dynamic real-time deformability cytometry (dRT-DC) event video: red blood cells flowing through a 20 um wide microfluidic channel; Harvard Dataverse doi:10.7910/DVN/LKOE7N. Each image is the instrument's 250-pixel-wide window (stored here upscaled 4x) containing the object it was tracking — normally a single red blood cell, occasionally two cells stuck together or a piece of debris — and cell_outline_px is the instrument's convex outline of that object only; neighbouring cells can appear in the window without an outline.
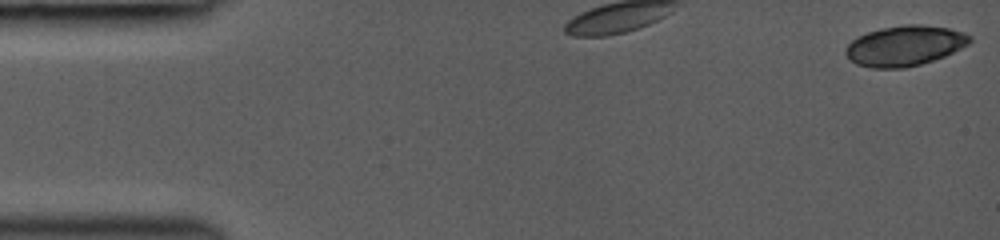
{"species": "common noctule bat (a hibernating species)", "species_latin": "Nyctalus noctula", "temperature_condition": "room temperature", "stored_images_in_passage": 18, "camera_frame_rate_fps": 3000, "um_per_image_px": 0.085, "animal": {"sex": "female", "body_mass_g": 19.0, "forearm_length_mm": 53.3}, "frame": {"image": 1, "passage_image": 1, "time_ms": 0.0, "image_size_px": [1000, 240], "cell_outline_px": [[972, 40], [968, 44], [944, 56], [920, 64], [904, 68], [872, 68], [856, 64], [844, 52], [844, 48], [852, 40], [868, 32], [880, 28], [904, 24], [920, 24], [948, 28], [964, 32], [972, 36]], "centroid_in_image_um": [76.9, 3.88], "position_along_channel_um": 8.1, "area_um2": 29.02}}
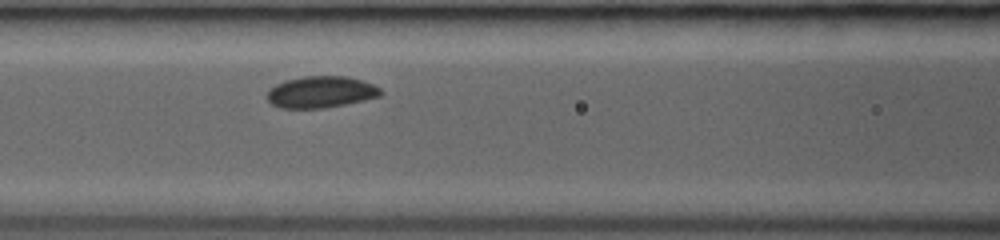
{"frame": {"image": 2, "passage_image": 12, "time_ms": 3.667, "image_size_px": [1000, 240], "cell_outline_px": [[384, 92], [380, 96], [364, 100], [324, 108], [280, 108], [272, 104], [268, 100], [268, 92], [276, 84], [284, 80], [304, 76], [344, 76], [360, 80], [372, 84], [380, 88]], "centroid_in_image_um": [27.28, 7.82], "position_along_channel_um": 139.3, "area_um2": 20.75}}
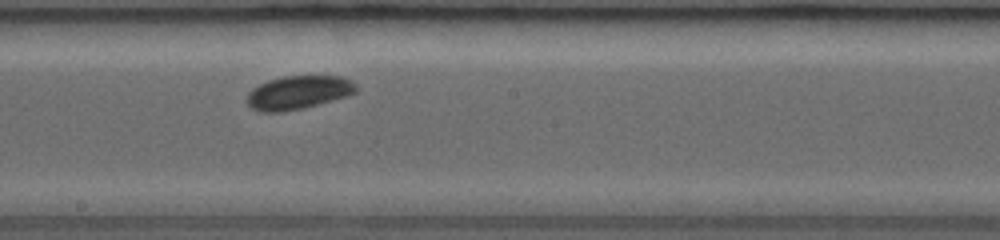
{"frame": {"image": 3, "passage_image": 18, "time_ms": 5.667, "image_size_px": [1000, 240], "cell_outline_px": [[356, 92], [348, 96], [284, 112], [260, 112], [252, 108], [244, 100], [248, 92], [252, 88], [268, 80], [284, 76], [340, 76], [352, 80], [356, 84]], "centroid_in_image_um": [25.32, 7.86], "position_along_channel_um": 222.9, "area_um2": 21.33}}